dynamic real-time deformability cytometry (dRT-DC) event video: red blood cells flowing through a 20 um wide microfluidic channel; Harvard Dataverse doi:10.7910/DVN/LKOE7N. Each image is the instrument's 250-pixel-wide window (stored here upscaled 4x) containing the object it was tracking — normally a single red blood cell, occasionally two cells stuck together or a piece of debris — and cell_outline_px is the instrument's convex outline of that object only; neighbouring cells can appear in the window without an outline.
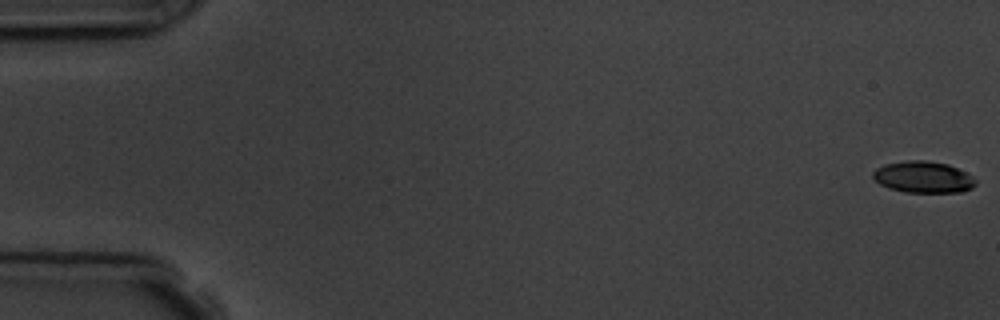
{"species": "common noctule bat (a hibernating species)", "species_latin": "Nyctalus noctula", "temperature_condition": "room temperature", "stored_images_in_passage": 7, "camera_frame_rate_fps": 3000, "um_per_image_px": 0.085, "animal": {"sex": "male", "body_mass_g": 19.5, "forearm_length_mm": 54.6}, "frame": {"image": 1, "passage_image": 1, "time_ms": 0.0, "image_size_px": [1000, 320], "cell_outline_px": [[976, 184], [972, 188], [964, 192], [904, 192], [888, 188], [880, 184], [872, 176], [872, 172], [876, 168], [884, 164], [908, 160], [928, 160], [948, 164], [972, 176], [976, 180]], "centroid_in_image_um": [78.47, 15.05], "position_along_channel_um": 6.5, "area_um2": 18.96}}
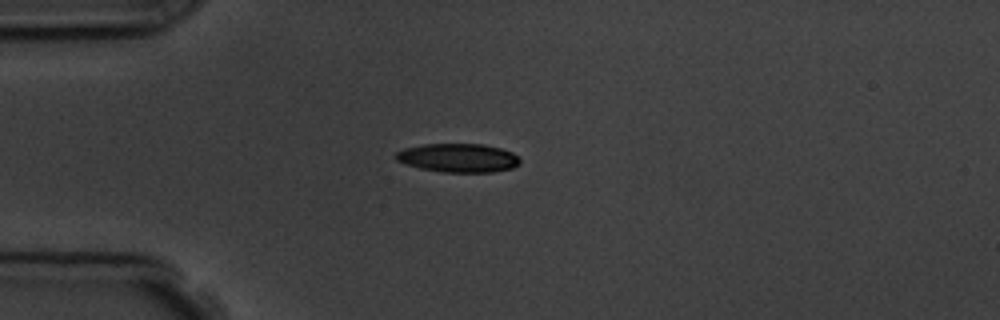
{"frame": {"image": 2, "passage_image": 5, "time_ms": 4.667, "image_size_px": [1000, 320], "cell_outline_px": [[520, 164], [512, 168], [492, 172], [440, 172], [420, 168], [404, 164], [396, 160], [392, 156], [396, 152], [404, 148], [424, 144], [484, 144], [500, 148], [512, 152], [520, 160]], "centroid_in_image_um": [38.9, 13.42], "position_along_channel_um": 46.1, "area_um2": 20.92}}
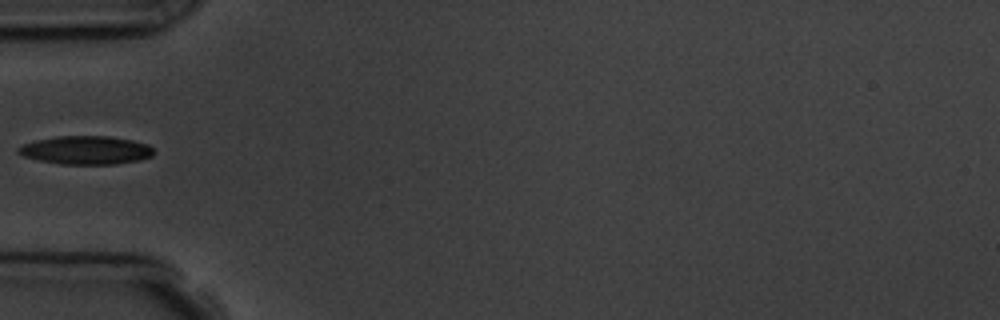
{"frame": {"image": 3, "passage_image": 6, "time_ms": 6.0, "image_size_px": [1000, 320], "cell_outline_px": [[152, 156], [140, 160], [116, 164], [60, 164], [40, 160], [24, 156], [16, 152], [16, 148], [24, 144], [36, 140], [56, 136], [108, 136], [132, 140], [148, 144], [152, 148]], "centroid_in_image_um": [7.29, 12.76], "position_along_channel_um": 77.7, "area_um2": 22.37}}